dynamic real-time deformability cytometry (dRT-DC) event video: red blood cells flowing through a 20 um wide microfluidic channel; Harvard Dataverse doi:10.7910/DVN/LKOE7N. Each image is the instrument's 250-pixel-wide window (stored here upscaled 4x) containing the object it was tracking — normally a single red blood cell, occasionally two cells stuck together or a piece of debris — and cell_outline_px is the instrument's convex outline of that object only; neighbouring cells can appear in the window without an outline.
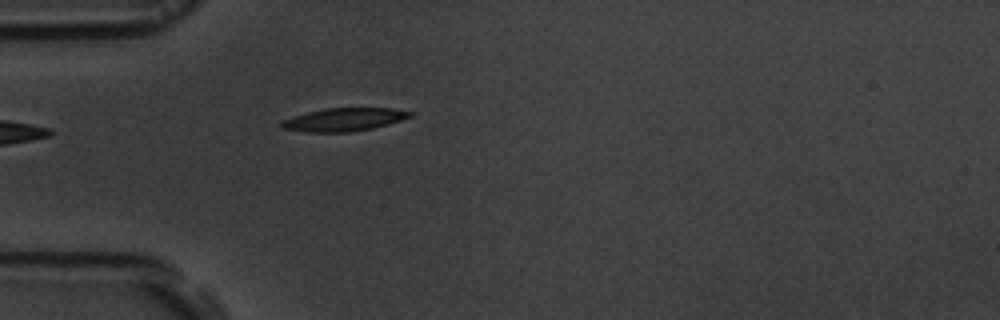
{"species": "common noctule bat (a hibernating species)", "species_latin": "Nyctalus noctula", "temperature_condition": "room temperature", "stored_images_in_passage": 5, "camera_frame_rate_fps": 3000, "um_per_image_px": 0.085, "animal": {"sex": "male", "body_mass_g": 19.5, "forearm_length_mm": 54.6}, "frame": {"image": 1, "passage_image": 5, "time_ms": 4.667, "image_size_px": [1000, 320], "cell_outline_px": [[412, 116], [388, 124], [372, 128], [348, 132], [308, 132], [284, 128], [280, 124], [280, 120], [292, 116], [324, 108], [392, 108], [412, 112]], "centroid_in_image_um": [29.21, 10.15], "position_along_channel_um": 55.8, "area_um2": 17.17}}